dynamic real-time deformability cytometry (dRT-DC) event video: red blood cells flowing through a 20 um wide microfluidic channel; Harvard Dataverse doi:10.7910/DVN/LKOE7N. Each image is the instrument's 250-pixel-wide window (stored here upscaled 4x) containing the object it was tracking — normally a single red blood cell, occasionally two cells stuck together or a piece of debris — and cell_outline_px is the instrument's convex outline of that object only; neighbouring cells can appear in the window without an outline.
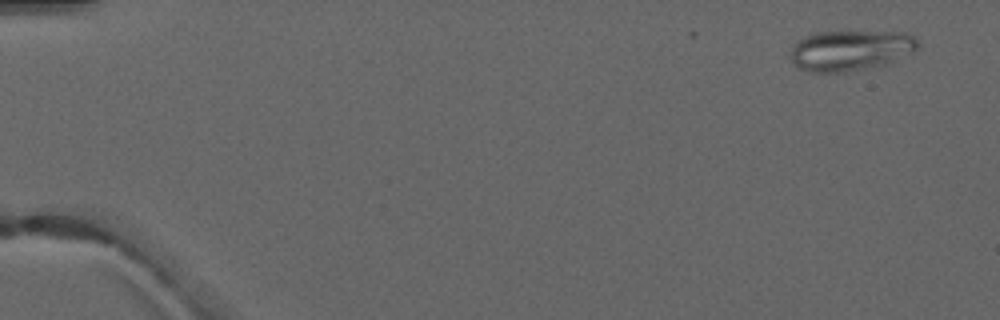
{"species": "common noctule bat (a hibernating species)", "species_latin": "Nyctalus noctula", "temperature_condition": "warm", "stored_images_in_passage": 6, "camera_frame_rate_fps": 3000, "um_per_image_px": 0.085, "animal": {"sex": "male", "forearm_length_mm": 52.5}, "frame": {"image": 1, "passage_image": 1, "time_ms": 0.0, "image_size_px": [1000, 320], "cell_outline_px": [[920, 44], [916, 52], [888, 64], [844, 72], [812, 72], [800, 68], [788, 56], [792, 44], [796, 40], [812, 32], [908, 32], [920, 40]], "centroid_in_image_um": [72.33, 4.27], "position_along_channel_um": 12.7, "area_um2": 30.69}}